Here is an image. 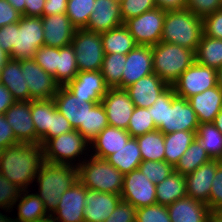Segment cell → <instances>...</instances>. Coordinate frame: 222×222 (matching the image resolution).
Returning <instances> with one entry per match:
<instances>
[{
  "label": "cell",
  "mask_w": 222,
  "mask_h": 222,
  "mask_svg": "<svg viewBox=\"0 0 222 222\" xmlns=\"http://www.w3.org/2000/svg\"><path fill=\"white\" fill-rule=\"evenodd\" d=\"M0 222H14L12 218L3 215L0 211Z\"/></svg>",
  "instance_id": "obj_67"
},
{
  "label": "cell",
  "mask_w": 222,
  "mask_h": 222,
  "mask_svg": "<svg viewBox=\"0 0 222 222\" xmlns=\"http://www.w3.org/2000/svg\"><path fill=\"white\" fill-rule=\"evenodd\" d=\"M14 102L11 92L0 83V115H4Z\"/></svg>",
  "instance_id": "obj_61"
},
{
  "label": "cell",
  "mask_w": 222,
  "mask_h": 222,
  "mask_svg": "<svg viewBox=\"0 0 222 222\" xmlns=\"http://www.w3.org/2000/svg\"><path fill=\"white\" fill-rule=\"evenodd\" d=\"M68 0H46L43 16L66 13Z\"/></svg>",
  "instance_id": "obj_58"
},
{
  "label": "cell",
  "mask_w": 222,
  "mask_h": 222,
  "mask_svg": "<svg viewBox=\"0 0 222 222\" xmlns=\"http://www.w3.org/2000/svg\"><path fill=\"white\" fill-rule=\"evenodd\" d=\"M86 187L78 180L60 197L51 217L56 222H84Z\"/></svg>",
  "instance_id": "obj_16"
},
{
  "label": "cell",
  "mask_w": 222,
  "mask_h": 222,
  "mask_svg": "<svg viewBox=\"0 0 222 222\" xmlns=\"http://www.w3.org/2000/svg\"><path fill=\"white\" fill-rule=\"evenodd\" d=\"M101 103L105 108L109 126L127 130L135 109L128 92L125 89L109 88Z\"/></svg>",
  "instance_id": "obj_15"
},
{
  "label": "cell",
  "mask_w": 222,
  "mask_h": 222,
  "mask_svg": "<svg viewBox=\"0 0 222 222\" xmlns=\"http://www.w3.org/2000/svg\"><path fill=\"white\" fill-rule=\"evenodd\" d=\"M138 169L155 185L174 172V167L166 161H142Z\"/></svg>",
  "instance_id": "obj_44"
},
{
  "label": "cell",
  "mask_w": 222,
  "mask_h": 222,
  "mask_svg": "<svg viewBox=\"0 0 222 222\" xmlns=\"http://www.w3.org/2000/svg\"><path fill=\"white\" fill-rule=\"evenodd\" d=\"M43 162L41 144L18 143L1 151L0 173L20 189L27 190Z\"/></svg>",
  "instance_id": "obj_1"
},
{
  "label": "cell",
  "mask_w": 222,
  "mask_h": 222,
  "mask_svg": "<svg viewBox=\"0 0 222 222\" xmlns=\"http://www.w3.org/2000/svg\"><path fill=\"white\" fill-rule=\"evenodd\" d=\"M25 77L22 75L21 61L9 58L0 68V83L12 94L15 101H30Z\"/></svg>",
  "instance_id": "obj_27"
},
{
  "label": "cell",
  "mask_w": 222,
  "mask_h": 222,
  "mask_svg": "<svg viewBox=\"0 0 222 222\" xmlns=\"http://www.w3.org/2000/svg\"><path fill=\"white\" fill-rule=\"evenodd\" d=\"M199 122L187 99L175 96L172 102H165L164 121L157 128L163 134L175 131L197 132Z\"/></svg>",
  "instance_id": "obj_11"
},
{
  "label": "cell",
  "mask_w": 222,
  "mask_h": 222,
  "mask_svg": "<svg viewBox=\"0 0 222 222\" xmlns=\"http://www.w3.org/2000/svg\"><path fill=\"white\" fill-rule=\"evenodd\" d=\"M21 67L28 86L30 101L53 99L60 86L54 77L45 72L33 59L21 60Z\"/></svg>",
  "instance_id": "obj_13"
},
{
  "label": "cell",
  "mask_w": 222,
  "mask_h": 222,
  "mask_svg": "<svg viewBox=\"0 0 222 222\" xmlns=\"http://www.w3.org/2000/svg\"><path fill=\"white\" fill-rule=\"evenodd\" d=\"M121 199L137 209L157 203L156 185L139 170L124 175Z\"/></svg>",
  "instance_id": "obj_12"
},
{
  "label": "cell",
  "mask_w": 222,
  "mask_h": 222,
  "mask_svg": "<svg viewBox=\"0 0 222 222\" xmlns=\"http://www.w3.org/2000/svg\"><path fill=\"white\" fill-rule=\"evenodd\" d=\"M74 130L70 122L57 109L51 114L50 129L40 139V144L43 146L50 138L57 137L63 133Z\"/></svg>",
  "instance_id": "obj_50"
},
{
  "label": "cell",
  "mask_w": 222,
  "mask_h": 222,
  "mask_svg": "<svg viewBox=\"0 0 222 222\" xmlns=\"http://www.w3.org/2000/svg\"><path fill=\"white\" fill-rule=\"evenodd\" d=\"M195 56L197 63L217 70L222 66V39L202 34Z\"/></svg>",
  "instance_id": "obj_34"
},
{
  "label": "cell",
  "mask_w": 222,
  "mask_h": 222,
  "mask_svg": "<svg viewBox=\"0 0 222 222\" xmlns=\"http://www.w3.org/2000/svg\"><path fill=\"white\" fill-rule=\"evenodd\" d=\"M38 222H56L51 216Z\"/></svg>",
  "instance_id": "obj_69"
},
{
  "label": "cell",
  "mask_w": 222,
  "mask_h": 222,
  "mask_svg": "<svg viewBox=\"0 0 222 222\" xmlns=\"http://www.w3.org/2000/svg\"><path fill=\"white\" fill-rule=\"evenodd\" d=\"M95 0H68L66 15L76 29H86Z\"/></svg>",
  "instance_id": "obj_42"
},
{
  "label": "cell",
  "mask_w": 222,
  "mask_h": 222,
  "mask_svg": "<svg viewBox=\"0 0 222 222\" xmlns=\"http://www.w3.org/2000/svg\"><path fill=\"white\" fill-rule=\"evenodd\" d=\"M22 192L17 185L11 183L0 173V208L11 212L15 207V202L19 199Z\"/></svg>",
  "instance_id": "obj_45"
},
{
  "label": "cell",
  "mask_w": 222,
  "mask_h": 222,
  "mask_svg": "<svg viewBox=\"0 0 222 222\" xmlns=\"http://www.w3.org/2000/svg\"><path fill=\"white\" fill-rule=\"evenodd\" d=\"M142 161H164V134L157 130L135 137Z\"/></svg>",
  "instance_id": "obj_35"
},
{
  "label": "cell",
  "mask_w": 222,
  "mask_h": 222,
  "mask_svg": "<svg viewBox=\"0 0 222 222\" xmlns=\"http://www.w3.org/2000/svg\"><path fill=\"white\" fill-rule=\"evenodd\" d=\"M123 22L156 8L155 0H124L120 3Z\"/></svg>",
  "instance_id": "obj_48"
},
{
  "label": "cell",
  "mask_w": 222,
  "mask_h": 222,
  "mask_svg": "<svg viewBox=\"0 0 222 222\" xmlns=\"http://www.w3.org/2000/svg\"><path fill=\"white\" fill-rule=\"evenodd\" d=\"M42 17L22 16L15 23V44L11 58L18 60L33 59L35 52L44 46Z\"/></svg>",
  "instance_id": "obj_8"
},
{
  "label": "cell",
  "mask_w": 222,
  "mask_h": 222,
  "mask_svg": "<svg viewBox=\"0 0 222 222\" xmlns=\"http://www.w3.org/2000/svg\"><path fill=\"white\" fill-rule=\"evenodd\" d=\"M35 179L39 187V192L35 194L43 201L45 210L51 216L63 193L78 181V168L44 161Z\"/></svg>",
  "instance_id": "obj_2"
},
{
  "label": "cell",
  "mask_w": 222,
  "mask_h": 222,
  "mask_svg": "<svg viewBox=\"0 0 222 222\" xmlns=\"http://www.w3.org/2000/svg\"><path fill=\"white\" fill-rule=\"evenodd\" d=\"M153 71L152 46L137 45L126 55L122 74V89L134 84Z\"/></svg>",
  "instance_id": "obj_19"
},
{
  "label": "cell",
  "mask_w": 222,
  "mask_h": 222,
  "mask_svg": "<svg viewBox=\"0 0 222 222\" xmlns=\"http://www.w3.org/2000/svg\"><path fill=\"white\" fill-rule=\"evenodd\" d=\"M209 209H222V163L217 167L209 195Z\"/></svg>",
  "instance_id": "obj_54"
},
{
  "label": "cell",
  "mask_w": 222,
  "mask_h": 222,
  "mask_svg": "<svg viewBox=\"0 0 222 222\" xmlns=\"http://www.w3.org/2000/svg\"><path fill=\"white\" fill-rule=\"evenodd\" d=\"M222 160L212 159L198 167L194 172L185 175L186 195L201 201L209 207V195L217 167Z\"/></svg>",
  "instance_id": "obj_20"
},
{
  "label": "cell",
  "mask_w": 222,
  "mask_h": 222,
  "mask_svg": "<svg viewBox=\"0 0 222 222\" xmlns=\"http://www.w3.org/2000/svg\"><path fill=\"white\" fill-rule=\"evenodd\" d=\"M216 128L222 133V109L220 112L216 115L214 118V121L212 122Z\"/></svg>",
  "instance_id": "obj_63"
},
{
  "label": "cell",
  "mask_w": 222,
  "mask_h": 222,
  "mask_svg": "<svg viewBox=\"0 0 222 222\" xmlns=\"http://www.w3.org/2000/svg\"><path fill=\"white\" fill-rule=\"evenodd\" d=\"M121 200L120 195L86 189L84 222H104Z\"/></svg>",
  "instance_id": "obj_23"
},
{
  "label": "cell",
  "mask_w": 222,
  "mask_h": 222,
  "mask_svg": "<svg viewBox=\"0 0 222 222\" xmlns=\"http://www.w3.org/2000/svg\"><path fill=\"white\" fill-rule=\"evenodd\" d=\"M212 213L222 222V209H218L216 211H212Z\"/></svg>",
  "instance_id": "obj_68"
},
{
  "label": "cell",
  "mask_w": 222,
  "mask_h": 222,
  "mask_svg": "<svg viewBox=\"0 0 222 222\" xmlns=\"http://www.w3.org/2000/svg\"><path fill=\"white\" fill-rule=\"evenodd\" d=\"M33 60L55 79V72L58 67L57 47L41 46L35 52Z\"/></svg>",
  "instance_id": "obj_46"
},
{
  "label": "cell",
  "mask_w": 222,
  "mask_h": 222,
  "mask_svg": "<svg viewBox=\"0 0 222 222\" xmlns=\"http://www.w3.org/2000/svg\"><path fill=\"white\" fill-rule=\"evenodd\" d=\"M22 14L6 0H0V28L20 21Z\"/></svg>",
  "instance_id": "obj_55"
},
{
  "label": "cell",
  "mask_w": 222,
  "mask_h": 222,
  "mask_svg": "<svg viewBox=\"0 0 222 222\" xmlns=\"http://www.w3.org/2000/svg\"><path fill=\"white\" fill-rule=\"evenodd\" d=\"M154 130H157V127L148 108L135 107L126 130L130 136L135 138Z\"/></svg>",
  "instance_id": "obj_43"
},
{
  "label": "cell",
  "mask_w": 222,
  "mask_h": 222,
  "mask_svg": "<svg viewBox=\"0 0 222 222\" xmlns=\"http://www.w3.org/2000/svg\"><path fill=\"white\" fill-rule=\"evenodd\" d=\"M76 55L72 45L58 48V67L55 72V81L65 86L78 74Z\"/></svg>",
  "instance_id": "obj_37"
},
{
  "label": "cell",
  "mask_w": 222,
  "mask_h": 222,
  "mask_svg": "<svg viewBox=\"0 0 222 222\" xmlns=\"http://www.w3.org/2000/svg\"><path fill=\"white\" fill-rule=\"evenodd\" d=\"M203 34L222 39V8L202 18Z\"/></svg>",
  "instance_id": "obj_51"
},
{
  "label": "cell",
  "mask_w": 222,
  "mask_h": 222,
  "mask_svg": "<svg viewBox=\"0 0 222 222\" xmlns=\"http://www.w3.org/2000/svg\"><path fill=\"white\" fill-rule=\"evenodd\" d=\"M24 16L42 17L46 0H24Z\"/></svg>",
  "instance_id": "obj_59"
},
{
  "label": "cell",
  "mask_w": 222,
  "mask_h": 222,
  "mask_svg": "<svg viewBox=\"0 0 222 222\" xmlns=\"http://www.w3.org/2000/svg\"><path fill=\"white\" fill-rule=\"evenodd\" d=\"M18 143L40 144L31 116V101H15L4 113Z\"/></svg>",
  "instance_id": "obj_14"
},
{
  "label": "cell",
  "mask_w": 222,
  "mask_h": 222,
  "mask_svg": "<svg viewBox=\"0 0 222 222\" xmlns=\"http://www.w3.org/2000/svg\"><path fill=\"white\" fill-rule=\"evenodd\" d=\"M169 85L160 79L155 73L140 78L125 90L128 92L135 107L149 108L154 103L160 93Z\"/></svg>",
  "instance_id": "obj_24"
},
{
  "label": "cell",
  "mask_w": 222,
  "mask_h": 222,
  "mask_svg": "<svg viewBox=\"0 0 222 222\" xmlns=\"http://www.w3.org/2000/svg\"><path fill=\"white\" fill-rule=\"evenodd\" d=\"M9 55L6 54L3 49L0 47V68L7 62Z\"/></svg>",
  "instance_id": "obj_64"
},
{
  "label": "cell",
  "mask_w": 222,
  "mask_h": 222,
  "mask_svg": "<svg viewBox=\"0 0 222 222\" xmlns=\"http://www.w3.org/2000/svg\"><path fill=\"white\" fill-rule=\"evenodd\" d=\"M176 96L172 85H169L162 93L159 94L155 103L148 108L151 117L154 120L155 126L158 128L164 121L165 114V102H172V99Z\"/></svg>",
  "instance_id": "obj_49"
},
{
  "label": "cell",
  "mask_w": 222,
  "mask_h": 222,
  "mask_svg": "<svg viewBox=\"0 0 222 222\" xmlns=\"http://www.w3.org/2000/svg\"><path fill=\"white\" fill-rule=\"evenodd\" d=\"M92 9L87 30L103 33L124 24L117 0H95Z\"/></svg>",
  "instance_id": "obj_22"
},
{
  "label": "cell",
  "mask_w": 222,
  "mask_h": 222,
  "mask_svg": "<svg viewBox=\"0 0 222 222\" xmlns=\"http://www.w3.org/2000/svg\"><path fill=\"white\" fill-rule=\"evenodd\" d=\"M9 2L15 10H17L19 13L24 16V7H25V1L24 0H6Z\"/></svg>",
  "instance_id": "obj_62"
},
{
  "label": "cell",
  "mask_w": 222,
  "mask_h": 222,
  "mask_svg": "<svg viewBox=\"0 0 222 222\" xmlns=\"http://www.w3.org/2000/svg\"><path fill=\"white\" fill-rule=\"evenodd\" d=\"M106 160L123 175L138 169L142 162V155L136 138L131 137L125 146L109 155Z\"/></svg>",
  "instance_id": "obj_31"
},
{
  "label": "cell",
  "mask_w": 222,
  "mask_h": 222,
  "mask_svg": "<svg viewBox=\"0 0 222 222\" xmlns=\"http://www.w3.org/2000/svg\"><path fill=\"white\" fill-rule=\"evenodd\" d=\"M222 8L221 0H187L186 9L203 18Z\"/></svg>",
  "instance_id": "obj_53"
},
{
  "label": "cell",
  "mask_w": 222,
  "mask_h": 222,
  "mask_svg": "<svg viewBox=\"0 0 222 222\" xmlns=\"http://www.w3.org/2000/svg\"><path fill=\"white\" fill-rule=\"evenodd\" d=\"M107 126H109L107 114L100 102L88 110L86 127H79L77 130L90 143Z\"/></svg>",
  "instance_id": "obj_41"
},
{
  "label": "cell",
  "mask_w": 222,
  "mask_h": 222,
  "mask_svg": "<svg viewBox=\"0 0 222 222\" xmlns=\"http://www.w3.org/2000/svg\"><path fill=\"white\" fill-rule=\"evenodd\" d=\"M130 138L131 136L126 130L107 126L90 142L92 144L90 148L94 149L90 155L106 159L125 146Z\"/></svg>",
  "instance_id": "obj_26"
},
{
  "label": "cell",
  "mask_w": 222,
  "mask_h": 222,
  "mask_svg": "<svg viewBox=\"0 0 222 222\" xmlns=\"http://www.w3.org/2000/svg\"><path fill=\"white\" fill-rule=\"evenodd\" d=\"M18 144L13 128L9 125L4 115H0V148L4 150L7 147Z\"/></svg>",
  "instance_id": "obj_57"
},
{
  "label": "cell",
  "mask_w": 222,
  "mask_h": 222,
  "mask_svg": "<svg viewBox=\"0 0 222 222\" xmlns=\"http://www.w3.org/2000/svg\"><path fill=\"white\" fill-rule=\"evenodd\" d=\"M53 99H39L31 101V116L36 135L41 139L50 129L51 114L56 110Z\"/></svg>",
  "instance_id": "obj_39"
},
{
  "label": "cell",
  "mask_w": 222,
  "mask_h": 222,
  "mask_svg": "<svg viewBox=\"0 0 222 222\" xmlns=\"http://www.w3.org/2000/svg\"><path fill=\"white\" fill-rule=\"evenodd\" d=\"M195 61V51L189 48L161 41L152 46L153 71L168 85H172Z\"/></svg>",
  "instance_id": "obj_4"
},
{
  "label": "cell",
  "mask_w": 222,
  "mask_h": 222,
  "mask_svg": "<svg viewBox=\"0 0 222 222\" xmlns=\"http://www.w3.org/2000/svg\"><path fill=\"white\" fill-rule=\"evenodd\" d=\"M196 138L211 159L222 160V133L213 123L199 124Z\"/></svg>",
  "instance_id": "obj_38"
},
{
  "label": "cell",
  "mask_w": 222,
  "mask_h": 222,
  "mask_svg": "<svg viewBox=\"0 0 222 222\" xmlns=\"http://www.w3.org/2000/svg\"><path fill=\"white\" fill-rule=\"evenodd\" d=\"M78 71H98L104 59L101 33L87 29H76L71 43Z\"/></svg>",
  "instance_id": "obj_7"
},
{
  "label": "cell",
  "mask_w": 222,
  "mask_h": 222,
  "mask_svg": "<svg viewBox=\"0 0 222 222\" xmlns=\"http://www.w3.org/2000/svg\"><path fill=\"white\" fill-rule=\"evenodd\" d=\"M90 145L83 135L74 129L57 137L50 138L43 145L44 161L52 164L73 165L78 167V165L83 162L82 158L79 160V157H83L87 149V151L91 152L89 150ZM76 157L79 161L77 164L75 163Z\"/></svg>",
  "instance_id": "obj_6"
},
{
  "label": "cell",
  "mask_w": 222,
  "mask_h": 222,
  "mask_svg": "<svg viewBox=\"0 0 222 222\" xmlns=\"http://www.w3.org/2000/svg\"><path fill=\"white\" fill-rule=\"evenodd\" d=\"M165 11L154 8L124 22L137 45L154 46L162 38Z\"/></svg>",
  "instance_id": "obj_9"
},
{
  "label": "cell",
  "mask_w": 222,
  "mask_h": 222,
  "mask_svg": "<svg viewBox=\"0 0 222 222\" xmlns=\"http://www.w3.org/2000/svg\"><path fill=\"white\" fill-rule=\"evenodd\" d=\"M104 54L119 53L127 55L137 44L123 24L101 33Z\"/></svg>",
  "instance_id": "obj_32"
},
{
  "label": "cell",
  "mask_w": 222,
  "mask_h": 222,
  "mask_svg": "<svg viewBox=\"0 0 222 222\" xmlns=\"http://www.w3.org/2000/svg\"><path fill=\"white\" fill-rule=\"evenodd\" d=\"M65 87L76 97L86 99L87 102L100 103L110 88L101 73L98 71H82L68 82Z\"/></svg>",
  "instance_id": "obj_18"
},
{
  "label": "cell",
  "mask_w": 222,
  "mask_h": 222,
  "mask_svg": "<svg viewBox=\"0 0 222 222\" xmlns=\"http://www.w3.org/2000/svg\"><path fill=\"white\" fill-rule=\"evenodd\" d=\"M135 222H171L167 206L153 204L137 209Z\"/></svg>",
  "instance_id": "obj_47"
},
{
  "label": "cell",
  "mask_w": 222,
  "mask_h": 222,
  "mask_svg": "<svg viewBox=\"0 0 222 222\" xmlns=\"http://www.w3.org/2000/svg\"><path fill=\"white\" fill-rule=\"evenodd\" d=\"M187 100L194 109L199 124L212 123L222 109V89L217 85Z\"/></svg>",
  "instance_id": "obj_25"
},
{
  "label": "cell",
  "mask_w": 222,
  "mask_h": 222,
  "mask_svg": "<svg viewBox=\"0 0 222 222\" xmlns=\"http://www.w3.org/2000/svg\"><path fill=\"white\" fill-rule=\"evenodd\" d=\"M53 100L57 110L67 118L75 130L86 127L88 110L96 104V102H87L86 99L76 97L65 86H59Z\"/></svg>",
  "instance_id": "obj_17"
},
{
  "label": "cell",
  "mask_w": 222,
  "mask_h": 222,
  "mask_svg": "<svg viewBox=\"0 0 222 222\" xmlns=\"http://www.w3.org/2000/svg\"><path fill=\"white\" fill-rule=\"evenodd\" d=\"M126 55L119 53L104 54L101 73L110 88L122 89V74Z\"/></svg>",
  "instance_id": "obj_40"
},
{
  "label": "cell",
  "mask_w": 222,
  "mask_h": 222,
  "mask_svg": "<svg viewBox=\"0 0 222 222\" xmlns=\"http://www.w3.org/2000/svg\"><path fill=\"white\" fill-rule=\"evenodd\" d=\"M86 155L90 156L89 160L84 157L77 167L78 180L87 189L121 195L124 175L106 159L96 158L88 153Z\"/></svg>",
  "instance_id": "obj_5"
},
{
  "label": "cell",
  "mask_w": 222,
  "mask_h": 222,
  "mask_svg": "<svg viewBox=\"0 0 222 222\" xmlns=\"http://www.w3.org/2000/svg\"><path fill=\"white\" fill-rule=\"evenodd\" d=\"M15 44V23L0 28V47L11 58V52Z\"/></svg>",
  "instance_id": "obj_56"
},
{
  "label": "cell",
  "mask_w": 222,
  "mask_h": 222,
  "mask_svg": "<svg viewBox=\"0 0 222 222\" xmlns=\"http://www.w3.org/2000/svg\"><path fill=\"white\" fill-rule=\"evenodd\" d=\"M212 160L207 154L205 148L200 141L195 138L189 148L179 159L178 163L174 167V171L187 175L194 172L201 165Z\"/></svg>",
  "instance_id": "obj_36"
},
{
  "label": "cell",
  "mask_w": 222,
  "mask_h": 222,
  "mask_svg": "<svg viewBox=\"0 0 222 222\" xmlns=\"http://www.w3.org/2000/svg\"><path fill=\"white\" fill-rule=\"evenodd\" d=\"M172 86L177 96L188 99L217 86L216 69L203 66L195 61Z\"/></svg>",
  "instance_id": "obj_10"
},
{
  "label": "cell",
  "mask_w": 222,
  "mask_h": 222,
  "mask_svg": "<svg viewBox=\"0 0 222 222\" xmlns=\"http://www.w3.org/2000/svg\"><path fill=\"white\" fill-rule=\"evenodd\" d=\"M42 25L44 46L61 48L71 45L76 28L66 13L42 16Z\"/></svg>",
  "instance_id": "obj_21"
},
{
  "label": "cell",
  "mask_w": 222,
  "mask_h": 222,
  "mask_svg": "<svg viewBox=\"0 0 222 222\" xmlns=\"http://www.w3.org/2000/svg\"><path fill=\"white\" fill-rule=\"evenodd\" d=\"M203 34V20L189 9L165 11L161 42L196 52Z\"/></svg>",
  "instance_id": "obj_3"
},
{
  "label": "cell",
  "mask_w": 222,
  "mask_h": 222,
  "mask_svg": "<svg viewBox=\"0 0 222 222\" xmlns=\"http://www.w3.org/2000/svg\"><path fill=\"white\" fill-rule=\"evenodd\" d=\"M205 222H220L219 219L211 212L207 218L205 219Z\"/></svg>",
  "instance_id": "obj_66"
},
{
  "label": "cell",
  "mask_w": 222,
  "mask_h": 222,
  "mask_svg": "<svg viewBox=\"0 0 222 222\" xmlns=\"http://www.w3.org/2000/svg\"><path fill=\"white\" fill-rule=\"evenodd\" d=\"M156 7L163 11L186 9L187 0H155Z\"/></svg>",
  "instance_id": "obj_60"
},
{
  "label": "cell",
  "mask_w": 222,
  "mask_h": 222,
  "mask_svg": "<svg viewBox=\"0 0 222 222\" xmlns=\"http://www.w3.org/2000/svg\"><path fill=\"white\" fill-rule=\"evenodd\" d=\"M195 138L196 132L193 131H175L164 134V161L175 167Z\"/></svg>",
  "instance_id": "obj_33"
},
{
  "label": "cell",
  "mask_w": 222,
  "mask_h": 222,
  "mask_svg": "<svg viewBox=\"0 0 222 222\" xmlns=\"http://www.w3.org/2000/svg\"><path fill=\"white\" fill-rule=\"evenodd\" d=\"M28 190H22L17 204V218L14 222H38L44 220L50 215L44 207L43 201L35 193L28 194Z\"/></svg>",
  "instance_id": "obj_29"
},
{
  "label": "cell",
  "mask_w": 222,
  "mask_h": 222,
  "mask_svg": "<svg viewBox=\"0 0 222 222\" xmlns=\"http://www.w3.org/2000/svg\"><path fill=\"white\" fill-rule=\"evenodd\" d=\"M137 208L121 200L111 215L104 222H135Z\"/></svg>",
  "instance_id": "obj_52"
},
{
  "label": "cell",
  "mask_w": 222,
  "mask_h": 222,
  "mask_svg": "<svg viewBox=\"0 0 222 222\" xmlns=\"http://www.w3.org/2000/svg\"><path fill=\"white\" fill-rule=\"evenodd\" d=\"M217 85L222 89V66L216 70Z\"/></svg>",
  "instance_id": "obj_65"
},
{
  "label": "cell",
  "mask_w": 222,
  "mask_h": 222,
  "mask_svg": "<svg viewBox=\"0 0 222 222\" xmlns=\"http://www.w3.org/2000/svg\"><path fill=\"white\" fill-rule=\"evenodd\" d=\"M171 222H205L209 207L191 197H184L167 206Z\"/></svg>",
  "instance_id": "obj_28"
},
{
  "label": "cell",
  "mask_w": 222,
  "mask_h": 222,
  "mask_svg": "<svg viewBox=\"0 0 222 222\" xmlns=\"http://www.w3.org/2000/svg\"><path fill=\"white\" fill-rule=\"evenodd\" d=\"M186 196L185 175L176 171L172 172L161 183L156 184L157 204L168 206Z\"/></svg>",
  "instance_id": "obj_30"
}]
</instances>
